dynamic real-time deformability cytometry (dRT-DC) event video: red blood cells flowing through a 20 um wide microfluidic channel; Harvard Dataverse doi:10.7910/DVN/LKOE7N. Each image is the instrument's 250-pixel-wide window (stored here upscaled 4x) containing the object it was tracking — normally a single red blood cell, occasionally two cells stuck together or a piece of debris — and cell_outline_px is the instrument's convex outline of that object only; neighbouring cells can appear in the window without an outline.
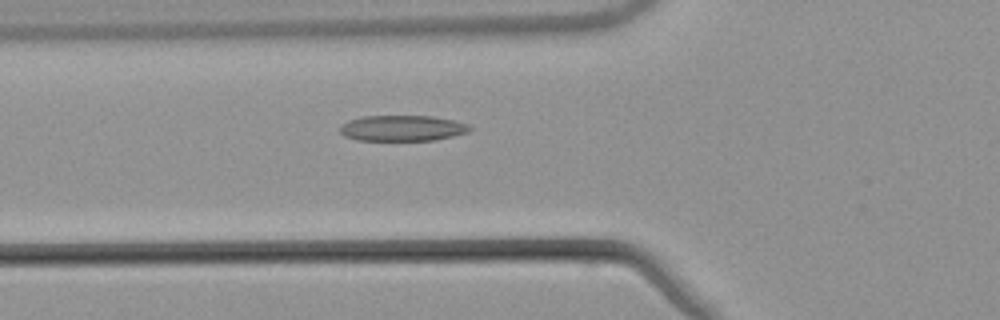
{"species": "common noctule bat (a hibernating species)", "species_latin": "Nyctalus noctula", "temperature_condition": "warm", "stored_images_in_passage": 54, "camera_frame_rate_fps": 3000, "um_per_image_px": 0.085, "animal": {"sex": "male", "body_mass_g": 21.5, "forearm_length_mm": 52.0}, "frame": {"image": 1, "passage_image": 20, "time_ms": 6.333, "image_size_px": [1000, 320], "cell_outline_px": [[472, 128], [468, 132], [436, 140], [356, 140], [344, 136], [340, 132], [340, 124], [348, 120], [364, 116], [432, 116], [452, 120], [468, 124]], "centroid_in_image_um": [34.17, 10.89], "position_along_channel_um": 91.6, "area_um2": 19.48}}
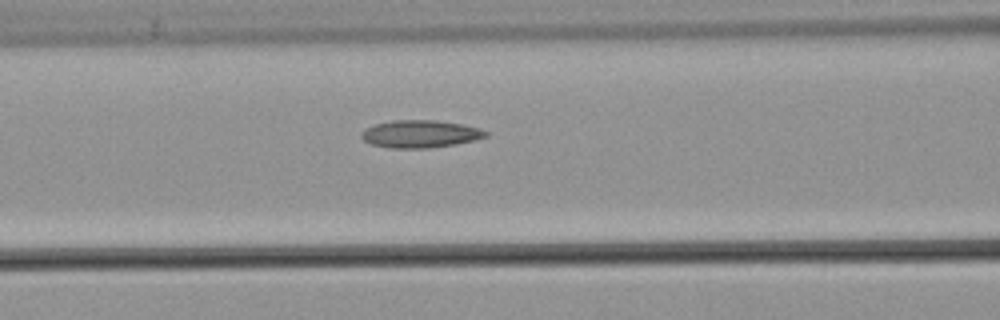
{"frame": {"image": 2, "passage_image": 23, "time_ms": 7.333, "image_size_px": [1000, 320], "cell_outline_px": [[488, 136], [476, 140], [456, 144], [428, 148], [388, 148], [372, 144], [364, 140], [360, 136], [360, 132], [364, 128], [376, 124], [392, 120], [436, 120], [464, 124], [480, 128], [488, 132]], "centroid_in_image_um": [35.73, 11.38], "position_along_channel_um": 130.9, "area_um2": 20.17}}
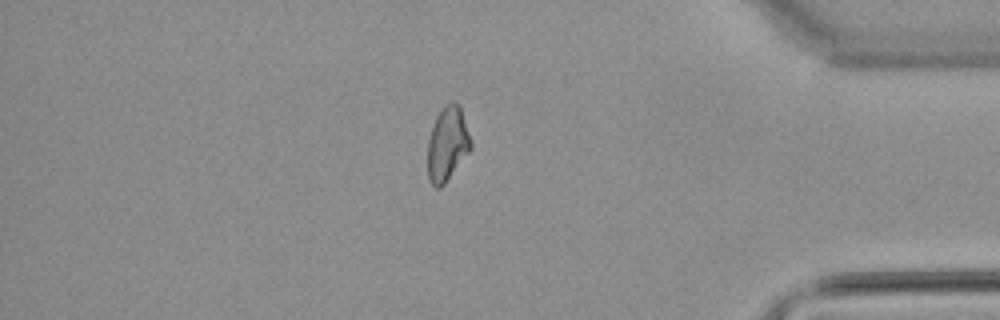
{"frame": {"image": 3, "passage_image": 46, "time_ms": 15.0, "image_size_px": [1000, 320], "cell_outline_px": [[472, 148], [444, 184], [440, 188], [436, 188], [428, 180], [428, 140], [436, 116], [440, 108], [444, 104], [452, 100], [460, 104], [472, 140]], "centroid_in_image_um": [38.04, 12.18], "position_along_channel_um": 397.2, "area_um2": 18.96}, "authors_computed_cell_mechanics": {"area_um2": 19.5075, "velocity_mm_per_s": 3.8791, "shape_relaxation_time_tau1_ms": null, "shape_relaxation_time_tau2_ms": 5.8818, "deformation_change_tau1": null, "deformation_change_tau2": 0.1589}}